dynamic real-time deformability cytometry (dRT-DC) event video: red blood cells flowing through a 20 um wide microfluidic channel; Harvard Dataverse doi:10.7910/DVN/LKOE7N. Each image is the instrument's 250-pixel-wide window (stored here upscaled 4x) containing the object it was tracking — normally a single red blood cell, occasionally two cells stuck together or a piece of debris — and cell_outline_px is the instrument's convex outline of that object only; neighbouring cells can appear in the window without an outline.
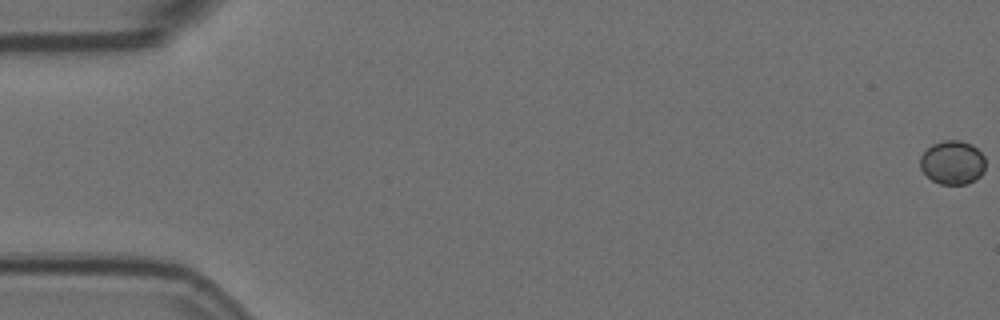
{"species": "Egyptian fruit bat (a non-hibernating species)", "species_latin": "Rousettus aegyptiacus", "temperature_condition": "room temperature", "stored_images_in_passage": 52, "camera_frame_rate_fps": 3000, "um_per_image_px": 0.085, "animal": {"sex": "female"}, "frame": {"image": 1, "passage_image": 1, "time_ms": 0.0, "image_size_px": [1000, 320], "cell_outline_px": [[984, 172], [976, 180], [968, 184], [940, 184], [932, 180], [920, 168], [920, 156], [932, 144], [944, 140], [960, 140], [972, 144], [984, 156]], "centroid_in_image_um": [80.97, 13.81], "position_along_channel_um": 4.0, "area_um2": 16.7}}
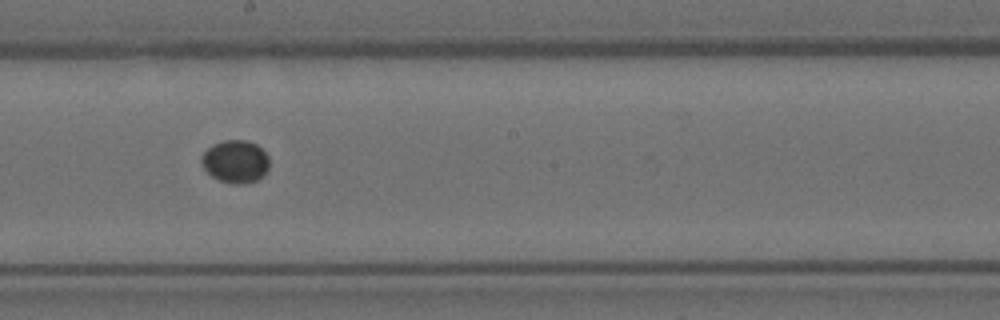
{"frame": {"image": 2, "passage_image": 33, "time_ms": 10.667, "image_size_px": [1000, 320], "cell_outline_px": [[268, 168], [264, 176], [256, 180], [240, 184], [232, 184], [220, 180], [212, 176], [204, 168], [200, 160], [200, 156], [212, 144], [224, 140], [244, 140], [256, 144], [268, 156]], "centroid_in_image_um": [20.0, 13.72], "position_along_channel_um": 228.2, "area_um2": 16.82}}
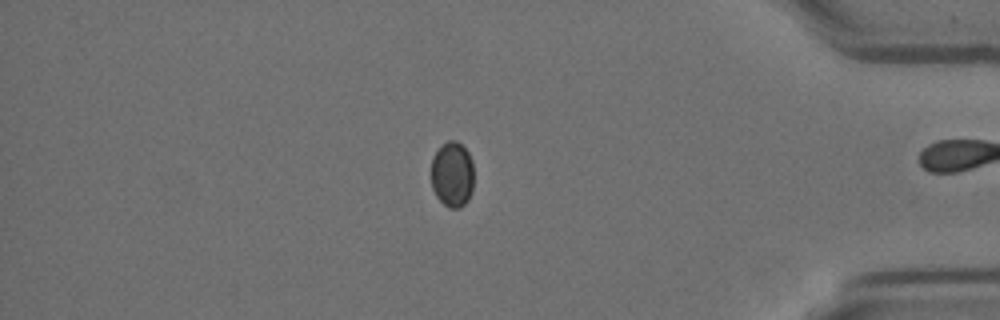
{"frame": {"image": 3, "passage_image": 50, "time_ms": 16.333, "image_size_px": [1000, 320], "cell_outline_px": [[472, 192], [468, 200], [460, 208], [448, 208], [436, 196], [432, 188], [432, 160], [436, 152], [448, 140], [456, 140], [468, 152], [472, 160]], "centroid_in_image_um": [38.45, 14.85], "position_along_channel_um": 396.8, "area_um2": 16.13}}